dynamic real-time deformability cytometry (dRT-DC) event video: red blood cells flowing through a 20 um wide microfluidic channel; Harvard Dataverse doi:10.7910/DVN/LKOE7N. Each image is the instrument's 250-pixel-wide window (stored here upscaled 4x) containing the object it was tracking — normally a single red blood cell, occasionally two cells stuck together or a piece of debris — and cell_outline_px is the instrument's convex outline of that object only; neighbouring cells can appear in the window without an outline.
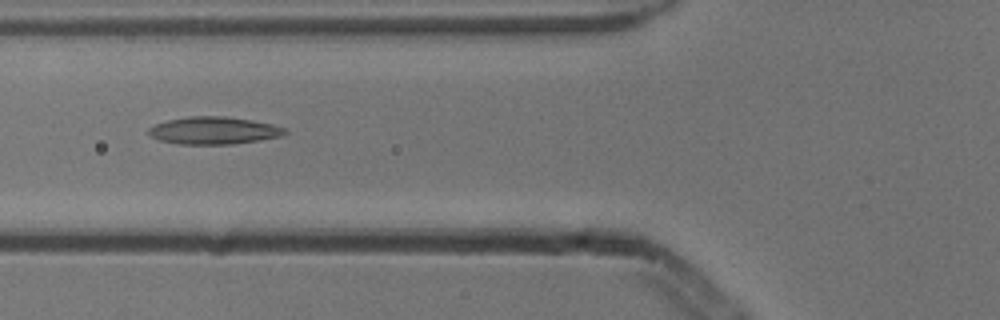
{"species": "common noctule bat (a hibernating species)", "species_latin": "Nyctalus noctula", "temperature_condition": "cold", "stored_images_in_passage": 9, "camera_frame_rate_fps": 3000, "um_per_image_px": 0.085, "animal": {"sex": "male", "body_mass_g": 13.3}, "frame": {"image": 1, "passage_image": 6, "time_ms": 1.667, "image_size_px": [1000, 320], "cell_outline_px": [[288, 132], [280, 136], [260, 140], [232, 144], [180, 144], [160, 140], [152, 136], [148, 132], [148, 128], [156, 124], [168, 120], [188, 116], [224, 116], [252, 120], [272, 124], [284, 128]], "centroid_in_image_um": [18.18, 11.09], "position_along_channel_um": 107.6, "area_um2": 21.62}}
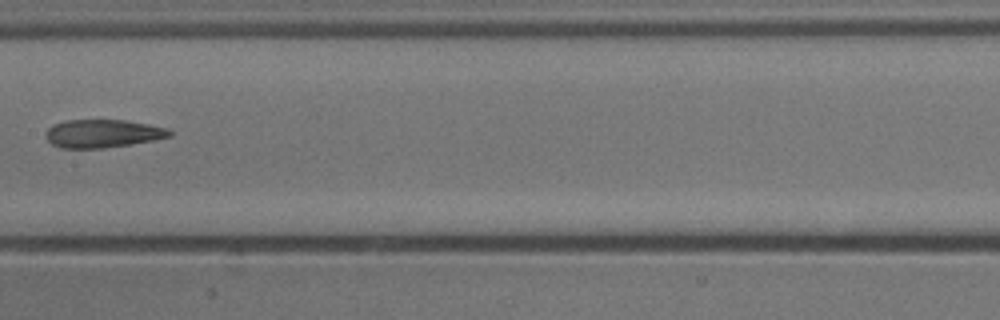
{"frame": {"image": 2, "passage_image": 8, "time_ms": 2.333, "image_size_px": [1000, 320], "cell_outline_px": [[172, 136], [152, 140], [128, 144], [100, 148], [60, 148], [52, 144], [44, 136], [48, 128], [52, 124], [64, 120], [124, 120], [148, 124], [168, 128], [172, 132]], "centroid_in_image_um": [8.69, 11.34], "position_along_channel_um": 198.7, "area_um2": 20.23}}
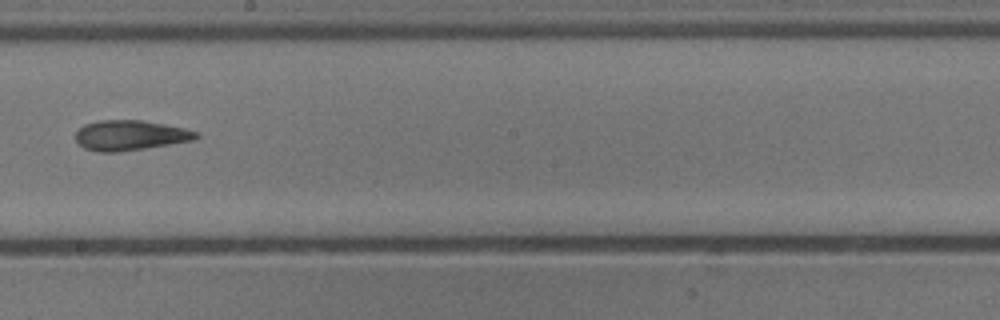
{"frame": {"image": 3, "passage_image": 9, "time_ms": 2.667, "image_size_px": [1000, 320], "cell_outline_px": [[200, 136], [192, 140], [144, 148], [116, 152], [96, 152], [84, 148], [76, 140], [76, 132], [84, 124], [100, 120], [140, 120], [164, 124], [184, 128], [200, 132]], "centroid_in_image_um": [11.05, 11.5], "position_along_channel_um": 237.1, "area_um2": 20.98}}